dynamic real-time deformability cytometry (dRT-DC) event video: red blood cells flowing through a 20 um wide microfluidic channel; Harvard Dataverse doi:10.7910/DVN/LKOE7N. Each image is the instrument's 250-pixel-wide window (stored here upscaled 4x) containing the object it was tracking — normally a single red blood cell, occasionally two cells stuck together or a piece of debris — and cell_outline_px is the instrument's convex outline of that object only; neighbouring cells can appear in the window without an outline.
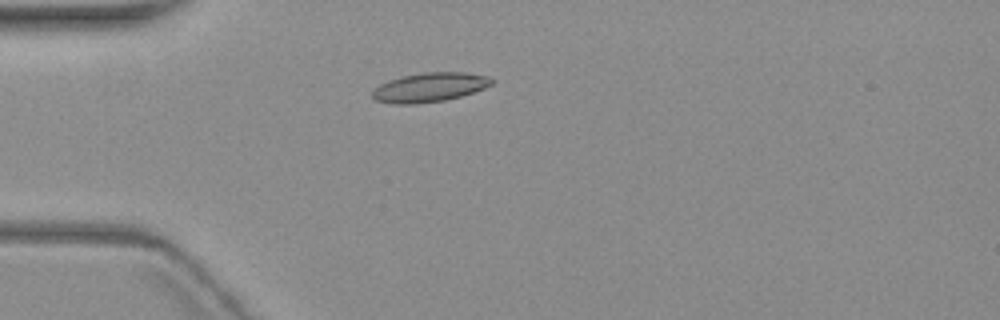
{"species": "common noctule bat (a hibernating species)", "species_latin": "Nyctalus noctula", "temperature_condition": "warm", "stored_images_in_passage": 4, "camera_frame_rate_fps": 3000, "um_per_image_px": 0.085, "animal": {"sex": "female", "body_mass_g": 19.3, "forearm_length_mm": 54.1}, "frame": {"image": 1, "passage_image": 4, "time_ms": 4.333, "image_size_px": [1000, 320], "cell_outline_px": [[496, 80], [492, 84], [484, 88], [460, 96], [444, 100], [416, 104], [392, 104], [376, 100], [372, 96], [372, 92], [380, 84], [388, 80], [404, 76], [424, 72], [464, 72], [488, 76]], "centroid_in_image_um": [36.53, 7.42], "position_along_channel_um": 48.5, "area_um2": 20.23}}